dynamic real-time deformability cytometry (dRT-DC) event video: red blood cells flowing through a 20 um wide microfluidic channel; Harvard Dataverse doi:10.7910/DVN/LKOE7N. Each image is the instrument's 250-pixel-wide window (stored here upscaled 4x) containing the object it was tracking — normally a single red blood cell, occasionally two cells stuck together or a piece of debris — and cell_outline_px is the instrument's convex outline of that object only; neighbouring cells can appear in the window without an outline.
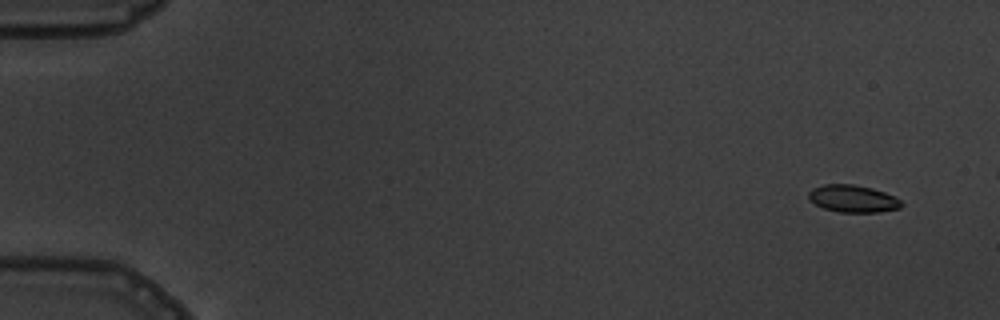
{"species": "common noctule bat (a hibernating species)", "species_latin": "Nyctalus noctula", "temperature_condition": "warm", "stored_images_in_passage": 6, "segment_of_instrument_passage": [1, 2], "camera_frame_rate_fps": 3000, "um_per_image_px": 0.085, "animal": {"sex": "male", "body_mass_g": 19.5, "forearm_length_mm": 54.6}, "frame": {"image": 1, "passage_image": 1, "time_ms": 0.0, "image_size_px": [1000, 320], "cell_outline_px": [[904, 204], [900, 208], [880, 212], [840, 212], [824, 208], [816, 204], [808, 196], [808, 192], [812, 188], [824, 184], [852, 184], [872, 188], [884, 192], [900, 200]], "centroid_in_image_um": [72.51, 16.88], "position_along_channel_um": 12.5, "area_um2": 14.62}}